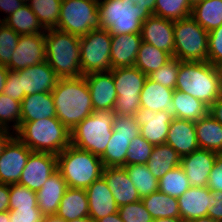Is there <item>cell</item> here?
<instances>
[{"instance_id":"obj_1","label":"cell","mask_w":222,"mask_h":222,"mask_svg":"<svg viewBox=\"0 0 222 222\" xmlns=\"http://www.w3.org/2000/svg\"><path fill=\"white\" fill-rule=\"evenodd\" d=\"M52 93L56 118L71 132L94 112L84 76L58 79Z\"/></svg>"},{"instance_id":"obj_2","label":"cell","mask_w":222,"mask_h":222,"mask_svg":"<svg viewBox=\"0 0 222 222\" xmlns=\"http://www.w3.org/2000/svg\"><path fill=\"white\" fill-rule=\"evenodd\" d=\"M175 89L209 107L222 95V69L208 61H180Z\"/></svg>"},{"instance_id":"obj_3","label":"cell","mask_w":222,"mask_h":222,"mask_svg":"<svg viewBox=\"0 0 222 222\" xmlns=\"http://www.w3.org/2000/svg\"><path fill=\"white\" fill-rule=\"evenodd\" d=\"M100 28L111 35L141 34L142 23L153 13L142 0H98Z\"/></svg>"},{"instance_id":"obj_4","label":"cell","mask_w":222,"mask_h":222,"mask_svg":"<svg viewBox=\"0 0 222 222\" xmlns=\"http://www.w3.org/2000/svg\"><path fill=\"white\" fill-rule=\"evenodd\" d=\"M15 136L33 152L58 155L71 144V132L56 117L20 122Z\"/></svg>"},{"instance_id":"obj_5","label":"cell","mask_w":222,"mask_h":222,"mask_svg":"<svg viewBox=\"0 0 222 222\" xmlns=\"http://www.w3.org/2000/svg\"><path fill=\"white\" fill-rule=\"evenodd\" d=\"M46 61L59 79L82 77L80 37L58 29L45 31Z\"/></svg>"},{"instance_id":"obj_6","label":"cell","mask_w":222,"mask_h":222,"mask_svg":"<svg viewBox=\"0 0 222 222\" xmlns=\"http://www.w3.org/2000/svg\"><path fill=\"white\" fill-rule=\"evenodd\" d=\"M57 169L68 187L86 189L102 177L104 166L99 156L70 144L57 155Z\"/></svg>"},{"instance_id":"obj_7","label":"cell","mask_w":222,"mask_h":222,"mask_svg":"<svg viewBox=\"0 0 222 222\" xmlns=\"http://www.w3.org/2000/svg\"><path fill=\"white\" fill-rule=\"evenodd\" d=\"M113 110L94 111L71 131V145L101 157L113 133Z\"/></svg>"},{"instance_id":"obj_8","label":"cell","mask_w":222,"mask_h":222,"mask_svg":"<svg viewBox=\"0 0 222 222\" xmlns=\"http://www.w3.org/2000/svg\"><path fill=\"white\" fill-rule=\"evenodd\" d=\"M112 76L117 93L114 115L136 116L141 108L140 93L148 76L135 66L114 68Z\"/></svg>"},{"instance_id":"obj_9","label":"cell","mask_w":222,"mask_h":222,"mask_svg":"<svg viewBox=\"0 0 222 222\" xmlns=\"http://www.w3.org/2000/svg\"><path fill=\"white\" fill-rule=\"evenodd\" d=\"M174 57L180 61H207L209 37L191 16L174 21Z\"/></svg>"},{"instance_id":"obj_10","label":"cell","mask_w":222,"mask_h":222,"mask_svg":"<svg viewBox=\"0 0 222 222\" xmlns=\"http://www.w3.org/2000/svg\"><path fill=\"white\" fill-rule=\"evenodd\" d=\"M98 28V0H62L58 30L83 37Z\"/></svg>"},{"instance_id":"obj_11","label":"cell","mask_w":222,"mask_h":222,"mask_svg":"<svg viewBox=\"0 0 222 222\" xmlns=\"http://www.w3.org/2000/svg\"><path fill=\"white\" fill-rule=\"evenodd\" d=\"M111 34L106 29H93L80 37V66L83 76L111 71Z\"/></svg>"},{"instance_id":"obj_12","label":"cell","mask_w":222,"mask_h":222,"mask_svg":"<svg viewBox=\"0 0 222 222\" xmlns=\"http://www.w3.org/2000/svg\"><path fill=\"white\" fill-rule=\"evenodd\" d=\"M140 134V125L136 116H115L113 133L100 157L104 167L126 166L127 151L130 142Z\"/></svg>"},{"instance_id":"obj_13","label":"cell","mask_w":222,"mask_h":222,"mask_svg":"<svg viewBox=\"0 0 222 222\" xmlns=\"http://www.w3.org/2000/svg\"><path fill=\"white\" fill-rule=\"evenodd\" d=\"M57 170V155L32 152L22 171L18 184L37 192Z\"/></svg>"},{"instance_id":"obj_14","label":"cell","mask_w":222,"mask_h":222,"mask_svg":"<svg viewBox=\"0 0 222 222\" xmlns=\"http://www.w3.org/2000/svg\"><path fill=\"white\" fill-rule=\"evenodd\" d=\"M46 61L45 33L20 35L9 70L18 71Z\"/></svg>"},{"instance_id":"obj_15","label":"cell","mask_w":222,"mask_h":222,"mask_svg":"<svg viewBox=\"0 0 222 222\" xmlns=\"http://www.w3.org/2000/svg\"><path fill=\"white\" fill-rule=\"evenodd\" d=\"M32 152L14 136L0 155V183L17 184Z\"/></svg>"},{"instance_id":"obj_16","label":"cell","mask_w":222,"mask_h":222,"mask_svg":"<svg viewBox=\"0 0 222 222\" xmlns=\"http://www.w3.org/2000/svg\"><path fill=\"white\" fill-rule=\"evenodd\" d=\"M140 135L152 145L165 144L173 115L171 111H151L140 108L136 113Z\"/></svg>"},{"instance_id":"obj_17","label":"cell","mask_w":222,"mask_h":222,"mask_svg":"<svg viewBox=\"0 0 222 222\" xmlns=\"http://www.w3.org/2000/svg\"><path fill=\"white\" fill-rule=\"evenodd\" d=\"M141 37L143 42L174 57V21L151 15L142 23Z\"/></svg>"},{"instance_id":"obj_18","label":"cell","mask_w":222,"mask_h":222,"mask_svg":"<svg viewBox=\"0 0 222 222\" xmlns=\"http://www.w3.org/2000/svg\"><path fill=\"white\" fill-rule=\"evenodd\" d=\"M90 94L94 111L113 110L117 93L113 81L112 70L93 72L84 75Z\"/></svg>"},{"instance_id":"obj_19","label":"cell","mask_w":222,"mask_h":222,"mask_svg":"<svg viewBox=\"0 0 222 222\" xmlns=\"http://www.w3.org/2000/svg\"><path fill=\"white\" fill-rule=\"evenodd\" d=\"M216 156L217 153L214 151L199 148L189 155L181 157L180 166L192 187H207Z\"/></svg>"},{"instance_id":"obj_20","label":"cell","mask_w":222,"mask_h":222,"mask_svg":"<svg viewBox=\"0 0 222 222\" xmlns=\"http://www.w3.org/2000/svg\"><path fill=\"white\" fill-rule=\"evenodd\" d=\"M19 78L25 96L52 92L59 79L47 61L19 70Z\"/></svg>"},{"instance_id":"obj_21","label":"cell","mask_w":222,"mask_h":222,"mask_svg":"<svg viewBox=\"0 0 222 222\" xmlns=\"http://www.w3.org/2000/svg\"><path fill=\"white\" fill-rule=\"evenodd\" d=\"M180 218L185 222L207 216L214 203V194L208 187H190L177 198Z\"/></svg>"},{"instance_id":"obj_22","label":"cell","mask_w":222,"mask_h":222,"mask_svg":"<svg viewBox=\"0 0 222 222\" xmlns=\"http://www.w3.org/2000/svg\"><path fill=\"white\" fill-rule=\"evenodd\" d=\"M102 177L118 207L141 200L124 167H104Z\"/></svg>"},{"instance_id":"obj_23","label":"cell","mask_w":222,"mask_h":222,"mask_svg":"<svg viewBox=\"0 0 222 222\" xmlns=\"http://www.w3.org/2000/svg\"><path fill=\"white\" fill-rule=\"evenodd\" d=\"M85 190L89 205V216L95 222L118 212L119 207L103 177L94 181Z\"/></svg>"},{"instance_id":"obj_24","label":"cell","mask_w":222,"mask_h":222,"mask_svg":"<svg viewBox=\"0 0 222 222\" xmlns=\"http://www.w3.org/2000/svg\"><path fill=\"white\" fill-rule=\"evenodd\" d=\"M195 122L173 117L166 144L170 145L181 157L199 149Z\"/></svg>"},{"instance_id":"obj_25","label":"cell","mask_w":222,"mask_h":222,"mask_svg":"<svg viewBox=\"0 0 222 222\" xmlns=\"http://www.w3.org/2000/svg\"><path fill=\"white\" fill-rule=\"evenodd\" d=\"M141 42V34L112 35L110 52L112 69L134 67Z\"/></svg>"},{"instance_id":"obj_26","label":"cell","mask_w":222,"mask_h":222,"mask_svg":"<svg viewBox=\"0 0 222 222\" xmlns=\"http://www.w3.org/2000/svg\"><path fill=\"white\" fill-rule=\"evenodd\" d=\"M67 188V182L57 170L36 192L38 208L44 216L56 215L60 201Z\"/></svg>"},{"instance_id":"obj_27","label":"cell","mask_w":222,"mask_h":222,"mask_svg":"<svg viewBox=\"0 0 222 222\" xmlns=\"http://www.w3.org/2000/svg\"><path fill=\"white\" fill-rule=\"evenodd\" d=\"M56 117L51 92L27 95L21 101V122H31Z\"/></svg>"},{"instance_id":"obj_28","label":"cell","mask_w":222,"mask_h":222,"mask_svg":"<svg viewBox=\"0 0 222 222\" xmlns=\"http://www.w3.org/2000/svg\"><path fill=\"white\" fill-rule=\"evenodd\" d=\"M56 216L66 222L89 216L86 190L68 187L60 201Z\"/></svg>"},{"instance_id":"obj_29","label":"cell","mask_w":222,"mask_h":222,"mask_svg":"<svg viewBox=\"0 0 222 222\" xmlns=\"http://www.w3.org/2000/svg\"><path fill=\"white\" fill-rule=\"evenodd\" d=\"M174 89L164 87L147 77L140 93L141 108L151 111H171Z\"/></svg>"},{"instance_id":"obj_30","label":"cell","mask_w":222,"mask_h":222,"mask_svg":"<svg viewBox=\"0 0 222 222\" xmlns=\"http://www.w3.org/2000/svg\"><path fill=\"white\" fill-rule=\"evenodd\" d=\"M209 107L193 96L174 90L171 104L173 117L190 121H198L208 114Z\"/></svg>"},{"instance_id":"obj_31","label":"cell","mask_w":222,"mask_h":222,"mask_svg":"<svg viewBox=\"0 0 222 222\" xmlns=\"http://www.w3.org/2000/svg\"><path fill=\"white\" fill-rule=\"evenodd\" d=\"M199 148L222 153V124L207 114L195 121Z\"/></svg>"},{"instance_id":"obj_32","label":"cell","mask_w":222,"mask_h":222,"mask_svg":"<svg viewBox=\"0 0 222 222\" xmlns=\"http://www.w3.org/2000/svg\"><path fill=\"white\" fill-rule=\"evenodd\" d=\"M181 156L168 144L155 145L147 168L156 179L162 178L168 171L180 166Z\"/></svg>"},{"instance_id":"obj_33","label":"cell","mask_w":222,"mask_h":222,"mask_svg":"<svg viewBox=\"0 0 222 222\" xmlns=\"http://www.w3.org/2000/svg\"><path fill=\"white\" fill-rule=\"evenodd\" d=\"M153 220L160 218H180L179 204L176 197H171L159 190L141 199Z\"/></svg>"},{"instance_id":"obj_34","label":"cell","mask_w":222,"mask_h":222,"mask_svg":"<svg viewBox=\"0 0 222 222\" xmlns=\"http://www.w3.org/2000/svg\"><path fill=\"white\" fill-rule=\"evenodd\" d=\"M191 17L207 32L222 25V0H203L192 8Z\"/></svg>"},{"instance_id":"obj_35","label":"cell","mask_w":222,"mask_h":222,"mask_svg":"<svg viewBox=\"0 0 222 222\" xmlns=\"http://www.w3.org/2000/svg\"><path fill=\"white\" fill-rule=\"evenodd\" d=\"M3 22L19 35L45 33L37 16L27 4H24Z\"/></svg>"},{"instance_id":"obj_36","label":"cell","mask_w":222,"mask_h":222,"mask_svg":"<svg viewBox=\"0 0 222 222\" xmlns=\"http://www.w3.org/2000/svg\"><path fill=\"white\" fill-rule=\"evenodd\" d=\"M172 56L154 45L141 42L134 66L149 76L162 67Z\"/></svg>"},{"instance_id":"obj_37","label":"cell","mask_w":222,"mask_h":222,"mask_svg":"<svg viewBox=\"0 0 222 222\" xmlns=\"http://www.w3.org/2000/svg\"><path fill=\"white\" fill-rule=\"evenodd\" d=\"M27 5L37 16L45 31L57 29L62 0H29Z\"/></svg>"},{"instance_id":"obj_38","label":"cell","mask_w":222,"mask_h":222,"mask_svg":"<svg viewBox=\"0 0 222 222\" xmlns=\"http://www.w3.org/2000/svg\"><path fill=\"white\" fill-rule=\"evenodd\" d=\"M124 168L133 185L136 187L141 199L158 191V179L153 176L146 164L127 165L124 166Z\"/></svg>"},{"instance_id":"obj_39","label":"cell","mask_w":222,"mask_h":222,"mask_svg":"<svg viewBox=\"0 0 222 222\" xmlns=\"http://www.w3.org/2000/svg\"><path fill=\"white\" fill-rule=\"evenodd\" d=\"M158 183V190L160 192L176 198L184 194L191 187V184L181 166L168 171L158 180Z\"/></svg>"},{"instance_id":"obj_40","label":"cell","mask_w":222,"mask_h":222,"mask_svg":"<svg viewBox=\"0 0 222 222\" xmlns=\"http://www.w3.org/2000/svg\"><path fill=\"white\" fill-rule=\"evenodd\" d=\"M191 11L187 0H156L153 15L177 21L190 17Z\"/></svg>"},{"instance_id":"obj_41","label":"cell","mask_w":222,"mask_h":222,"mask_svg":"<svg viewBox=\"0 0 222 222\" xmlns=\"http://www.w3.org/2000/svg\"><path fill=\"white\" fill-rule=\"evenodd\" d=\"M14 122L12 126L9 122ZM21 122V102L0 94V128L17 131ZM9 125V126H8Z\"/></svg>"},{"instance_id":"obj_42","label":"cell","mask_w":222,"mask_h":222,"mask_svg":"<svg viewBox=\"0 0 222 222\" xmlns=\"http://www.w3.org/2000/svg\"><path fill=\"white\" fill-rule=\"evenodd\" d=\"M9 208L25 209L38 208L37 195L35 191L17 184L9 185Z\"/></svg>"},{"instance_id":"obj_43","label":"cell","mask_w":222,"mask_h":222,"mask_svg":"<svg viewBox=\"0 0 222 222\" xmlns=\"http://www.w3.org/2000/svg\"><path fill=\"white\" fill-rule=\"evenodd\" d=\"M154 145L148 142L140 134L129 145L126 157V166L133 164H147Z\"/></svg>"},{"instance_id":"obj_44","label":"cell","mask_w":222,"mask_h":222,"mask_svg":"<svg viewBox=\"0 0 222 222\" xmlns=\"http://www.w3.org/2000/svg\"><path fill=\"white\" fill-rule=\"evenodd\" d=\"M179 67L180 60L172 57L162 67L152 72L148 78L164 87L175 90Z\"/></svg>"},{"instance_id":"obj_45","label":"cell","mask_w":222,"mask_h":222,"mask_svg":"<svg viewBox=\"0 0 222 222\" xmlns=\"http://www.w3.org/2000/svg\"><path fill=\"white\" fill-rule=\"evenodd\" d=\"M20 35L8 27L4 22L0 23V64L7 66L12 58Z\"/></svg>"},{"instance_id":"obj_46","label":"cell","mask_w":222,"mask_h":222,"mask_svg":"<svg viewBox=\"0 0 222 222\" xmlns=\"http://www.w3.org/2000/svg\"><path fill=\"white\" fill-rule=\"evenodd\" d=\"M118 214L124 222H153L141 200L119 207Z\"/></svg>"},{"instance_id":"obj_47","label":"cell","mask_w":222,"mask_h":222,"mask_svg":"<svg viewBox=\"0 0 222 222\" xmlns=\"http://www.w3.org/2000/svg\"><path fill=\"white\" fill-rule=\"evenodd\" d=\"M208 37L207 61L214 66L222 67V25L208 32Z\"/></svg>"},{"instance_id":"obj_48","label":"cell","mask_w":222,"mask_h":222,"mask_svg":"<svg viewBox=\"0 0 222 222\" xmlns=\"http://www.w3.org/2000/svg\"><path fill=\"white\" fill-rule=\"evenodd\" d=\"M39 208L9 209V222H42Z\"/></svg>"},{"instance_id":"obj_49","label":"cell","mask_w":222,"mask_h":222,"mask_svg":"<svg viewBox=\"0 0 222 222\" xmlns=\"http://www.w3.org/2000/svg\"><path fill=\"white\" fill-rule=\"evenodd\" d=\"M3 94L19 102L23 100L25 94L24 92H21L19 70H9L6 83L4 85Z\"/></svg>"},{"instance_id":"obj_50","label":"cell","mask_w":222,"mask_h":222,"mask_svg":"<svg viewBox=\"0 0 222 222\" xmlns=\"http://www.w3.org/2000/svg\"><path fill=\"white\" fill-rule=\"evenodd\" d=\"M207 187L210 191H222V153H217L215 164L209 175Z\"/></svg>"},{"instance_id":"obj_51","label":"cell","mask_w":222,"mask_h":222,"mask_svg":"<svg viewBox=\"0 0 222 222\" xmlns=\"http://www.w3.org/2000/svg\"><path fill=\"white\" fill-rule=\"evenodd\" d=\"M214 194V205L208 209L207 216L222 222V191H211Z\"/></svg>"},{"instance_id":"obj_52","label":"cell","mask_w":222,"mask_h":222,"mask_svg":"<svg viewBox=\"0 0 222 222\" xmlns=\"http://www.w3.org/2000/svg\"><path fill=\"white\" fill-rule=\"evenodd\" d=\"M23 5L24 3L20 0H0V11L7 13V16H4L2 22Z\"/></svg>"},{"instance_id":"obj_53","label":"cell","mask_w":222,"mask_h":222,"mask_svg":"<svg viewBox=\"0 0 222 222\" xmlns=\"http://www.w3.org/2000/svg\"><path fill=\"white\" fill-rule=\"evenodd\" d=\"M9 209V184L0 183V213Z\"/></svg>"},{"instance_id":"obj_54","label":"cell","mask_w":222,"mask_h":222,"mask_svg":"<svg viewBox=\"0 0 222 222\" xmlns=\"http://www.w3.org/2000/svg\"><path fill=\"white\" fill-rule=\"evenodd\" d=\"M208 114L222 124V95L209 106Z\"/></svg>"},{"instance_id":"obj_55","label":"cell","mask_w":222,"mask_h":222,"mask_svg":"<svg viewBox=\"0 0 222 222\" xmlns=\"http://www.w3.org/2000/svg\"><path fill=\"white\" fill-rule=\"evenodd\" d=\"M15 132L10 133L9 130L0 128V155L2 154L7 143L14 137Z\"/></svg>"},{"instance_id":"obj_56","label":"cell","mask_w":222,"mask_h":222,"mask_svg":"<svg viewBox=\"0 0 222 222\" xmlns=\"http://www.w3.org/2000/svg\"><path fill=\"white\" fill-rule=\"evenodd\" d=\"M8 72H9V69L6 66L0 64V94L3 93L4 85L6 83V79L8 76Z\"/></svg>"},{"instance_id":"obj_57","label":"cell","mask_w":222,"mask_h":222,"mask_svg":"<svg viewBox=\"0 0 222 222\" xmlns=\"http://www.w3.org/2000/svg\"><path fill=\"white\" fill-rule=\"evenodd\" d=\"M96 222H124V221L121 219L118 212H116L114 214H110L106 217H103L97 220Z\"/></svg>"},{"instance_id":"obj_58","label":"cell","mask_w":222,"mask_h":222,"mask_svg":"<svg viewBox=\"0 0 222 222\" xmlns=\"http://www.w3.org/2000/svg\"><path fill=\"white\" fill-rule=\"evenodd\" d=\"M42 222H66L63 219L59 218L56 215H52V216H44Z\"/></svg>"},{"instance_id":"obj_59","label":"cell","mask_w":222,"mask_h":222,"mask_svg":"<svg viewBox=\"0 0 222 222\" xmlns=\"http://www.w3.org/2000/svg\"><path fill=\"white\" fill-rule=\"evenodd\" d=\"M153 222H185L181 218H160L154 219Z\"/></svg>"},{"instance_id":"obj_60","label":"cell","mask_w":222,"mask_h":222,"mask_svg":"<svg viewBox=\"0 0 222 222\" xmlns=\"http://www.w3.org/2000/svg\"><path fill=\"white\" fill-rule=\"evenodd\" d=\"M142 1L145 4V7H147L153 13L155 10L156 0H142Z\"/></svg>"},{"instance_id":"obj_61","label":"cell","mask_w":222,"mask_h":222,"mask_svg":"<svg viewBox=\"0 0 222 222\" xmlns=\"http://www.w3.org/2000/svg\"><path fill=\"white\" fill-rule=\"evenodd\" d=\"M187 222H219V221H216V220L212 219L211 217L206 216V217H201L198 219L190 220Z\"/></svg>"},{"instance_id":"obj_62","label":"cell","mask_w":222,"mask_h":222,"mask_svg":"<svg viewBox=\"0 0 222 222\" xmlns=\"http://www.w3.org/2000/svg\"><path fill=\"white\" fill-rule=\"evenodd\" d=\"M0 222H9V211L0 213Z\"/></svg>"},{"instance_id":"obj_63","label":"cell","mask_w":222,"mask_h":222,"mask_svg":"<svg viewBox=\"0 0 222 222\" xmlns=\"http://www.w3.org/2000/svg\"><path fill=\"white\" fill-rule=\"evenodd\" d=\"M69 222H95V221L90 216H87V217L71 220Z\"/></svg>"},{"instance_id":"obj_64","label":"cell","mask_w":222,"mask_h":222,"mask_svg":"<svg viewBox=\"0 0 222 222\" xmlns=\"http://www.w3.org/2000/svg\"><path fill=\"white\" fill-rule=\"evenodd\" d=\"M189 5L193 8L194 6H196L197 4H199L200 2H202L203 0H187Z\"/></svg>"},{"instance_id":"obj_65","label":"cell","mask_w":222,"mask_h":222,"mask_svg":"<svg viewBox=\"0 0 222 222\" xmlns=\"http://www.w3.org/2000/svg\"><path fill=\"white\" fill-rule=\"evenodd\" d=\"M22 1L24 4H27L29 0H20Z\"/></svg>"}]
</instances>
